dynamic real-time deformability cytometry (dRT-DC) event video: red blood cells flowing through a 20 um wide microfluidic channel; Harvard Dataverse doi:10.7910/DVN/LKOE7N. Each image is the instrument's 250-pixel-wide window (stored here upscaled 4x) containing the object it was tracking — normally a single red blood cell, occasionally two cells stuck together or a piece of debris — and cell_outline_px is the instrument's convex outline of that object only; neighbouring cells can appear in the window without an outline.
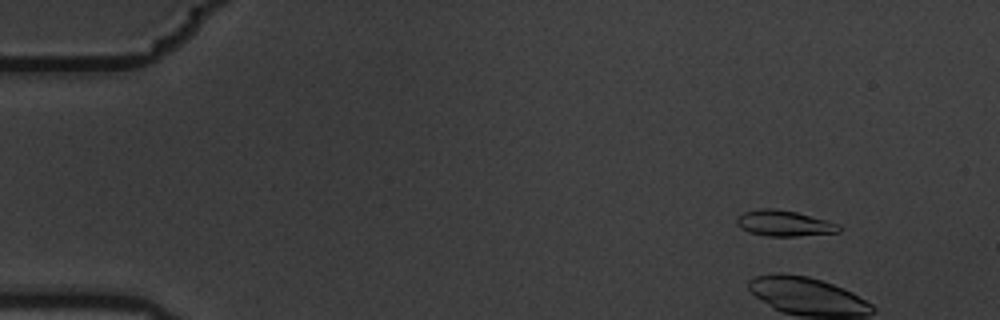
{"species": "common noctule bat (a hibernating species)", "species_latin": "Nyctalus noctula", "temperature_condition": "warm", "stored_images_in_passage": 11, "segment_of_instrument_passage": [1, 2], "camera_frame_rate_fps": 3000, "um_per_image_px": 0.085, "animal": {"sex": "male", "body_mass_g": 19.5, "forearm_length_mm": 54.6}, "frame": {"image": 1, "passage_image": 2, "time_ms": 0.333, "image_size_px": [1000, 320], "cell_outline_px": [[840, 232], [796, 236], [764, 236], [748, 232], [740, 228], [736, 224], [736, 220], [744, 212], [760, 208], [776, 208], [796, 212], [828, 220], [840, 224]], "centroid_in_image_um": [66.65, 18.98], "position_along_channel_um": 18.4, "area_um2": 15.49}}